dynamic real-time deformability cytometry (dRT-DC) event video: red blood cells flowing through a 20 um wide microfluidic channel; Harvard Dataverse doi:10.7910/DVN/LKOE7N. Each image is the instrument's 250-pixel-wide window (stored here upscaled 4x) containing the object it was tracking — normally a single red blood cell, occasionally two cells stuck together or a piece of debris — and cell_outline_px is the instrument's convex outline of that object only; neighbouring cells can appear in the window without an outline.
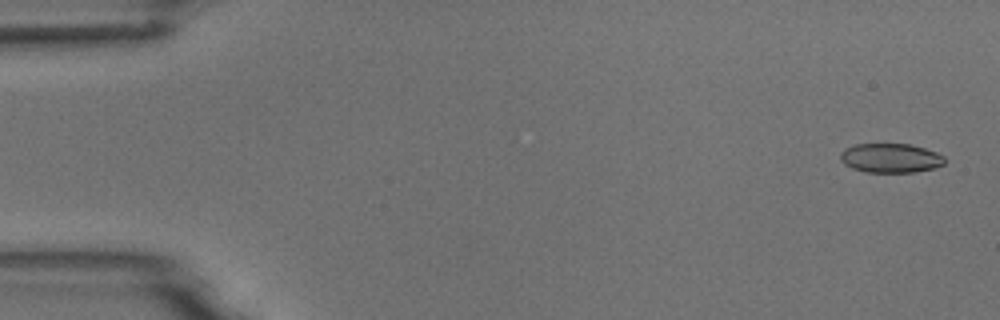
{"species": "common noctule bat (a hibernating species)", "species_latin": "Nyctalus noctula", "temperature_condition": "room temperature", "stored_images_in_passage": 54, "camera_frame_rate_fps": 3000, "um_per_image_px": 0.085, "animal": {"sex": "male", "body_mass_g": 18.8}, "frame": {"image": 1, "passage_image": 2, "time_ms": 0.333, "image_size_px": [1000, 320], "cell_outline_px": [[944, 164], [936, 168], [912, 172], [864, 172], [852, 168], [844, 164], [840, 160], [840, 152], [844, 148], [856, 144], [908, 144], [924, 148], [936, 152], [944, 156]], "centroid_in_image_um": [75.67, 13.44], "position_along_channel_um": 9.3, "area_um2": 17.86}}
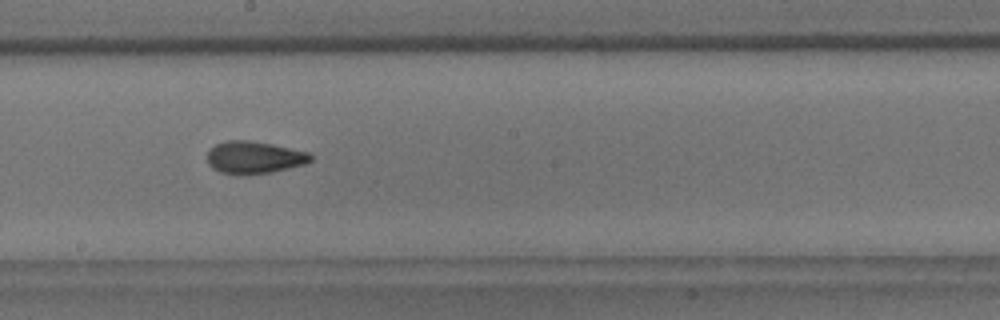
{"frame": {"image": 2, "passage_image": 30, "time_ms": 9.667, "image_size_px": [1000, 320], "cell_outline_px": [[312, 160], [304, 164], [272, 172], [244, 176], [240, 176], [220, 172], [212, 168], [208, 164], [208, 152], [216, 144], [228, 140], [248, 140], [272, 144], [308, 152], [312, 156]], "centroid_in_image_um": [21.59, 13.4], "position_along_channel_um": 226.6, "area_um2": 19.59}}
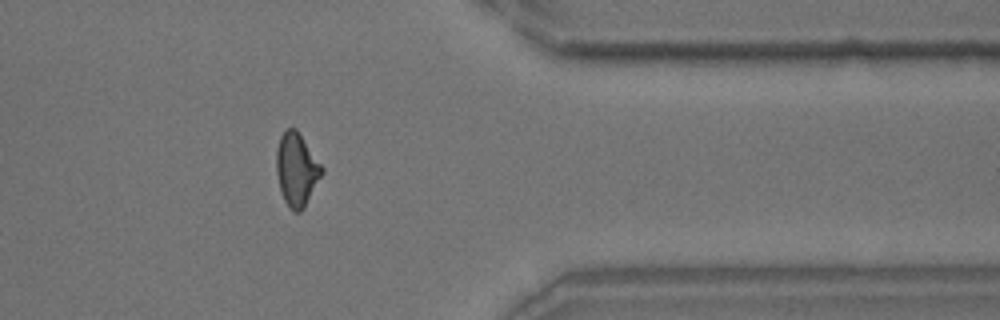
{"frame": {"image": 3, "passage_image": 44, "time_ms": 14.333, "image_size_px": [1000, 320], "cell_outline_px": [[324, 172], [304, 208], [300, 212], [292, 212], [288, 208], [284, 200], [280, 188], [276, 172], [276, 148], [280, 136], [288, 128], [296, 128], [324, 168]], "centroid_in_image_um": [25.21, 14.42], "position_along_channel_um": 386.2, "area_um2": 19.48}, "authors_computed_cell_mechanics": {"area_um2": 19.0451, "velocity_mm_per_s": 3.7505, "shape_relaxation_time_tau1_ms": 5.6446, "shape_relaxation_time_tau2_ms": 1.8591, "deformation_change_tau1": 0.1439, "deformation_change_tau2": 0.0825}}